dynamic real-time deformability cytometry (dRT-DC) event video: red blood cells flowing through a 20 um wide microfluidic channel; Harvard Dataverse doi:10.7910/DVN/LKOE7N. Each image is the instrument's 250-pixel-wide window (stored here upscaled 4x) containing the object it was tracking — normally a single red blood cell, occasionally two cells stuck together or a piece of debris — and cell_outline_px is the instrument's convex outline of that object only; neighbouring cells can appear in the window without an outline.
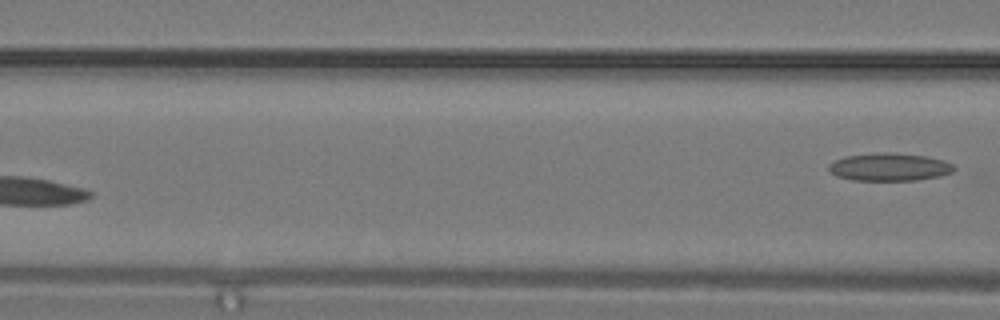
{"species": "common noctule bat (a hibernating species)", "species_latin": "Nyctalus noctula", "temperature_condition": "warm", "stored_images_in_passage": 7, "segment_of_instrument_passage": [2, 2], "camera_frame_rate_fps": 3000, "um_per_image_px": 0.085, "animal": {"sex": "male", "body_mass_g": 19.2, "forearm_length_mm": 51.8}, "frame": {"image": 1, "passage_image": 7, "time_ms": 2.0, "image_size_px": [1000, 320], "cell_outline_px": [[956, 168], [952, 172], [940, 176], [916, 180], [852, 180], [836, 176], [828, 168], [828, 164], [844, 156], [880, 152], [888, 152], [924, 156], [944, 160], [952, 164]], "centroid_in_image_um": [75.59, 14.19], "position_along_channel_um": 91.0, "area_um2": 20.23}}